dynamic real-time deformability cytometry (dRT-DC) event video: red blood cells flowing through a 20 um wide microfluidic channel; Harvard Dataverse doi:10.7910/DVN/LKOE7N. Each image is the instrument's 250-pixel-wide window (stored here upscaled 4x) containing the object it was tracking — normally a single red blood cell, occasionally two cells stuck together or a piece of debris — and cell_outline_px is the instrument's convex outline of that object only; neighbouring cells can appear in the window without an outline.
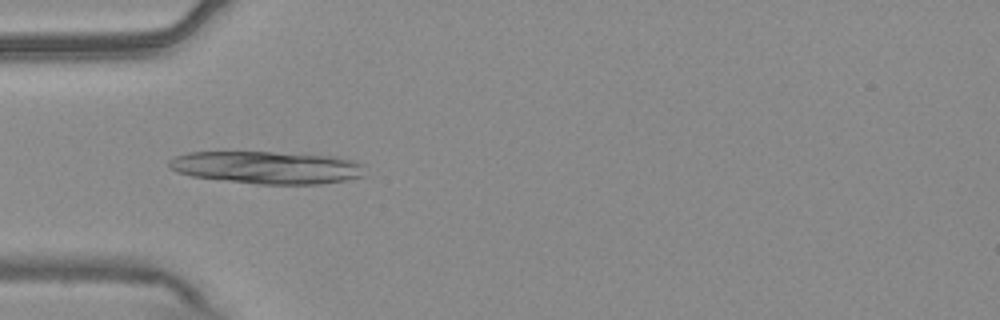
{"species": "common noctule bat (a hibernating species)", "species_latin": "Nyctalus noctula", "temperature_condition": "warm", "stored_images_in_passage": 38, "camera_frame_rate_fps": 3000, "um_per_image_px": 0.085, "animal": {"sex": "male", "body_mass_g": 20.4}, "frame": {"image": 1, "passage_image": 1, "time_ms": 0.0, "image_size_px": [1000, 320], "cell_outline_px": [[364, 176], [344, 180], [320, 184], [256, 184], [192, 176], [176, 172], [168, 164], [168, 160], [176, 156], [188, 152], [272, 152], [332, 156], [352, 160], [364, 164]], "centroid_in_image_um": [22.7, 14.23], "position_along_channel_um": 62.3, "area_um2": 37.05}}
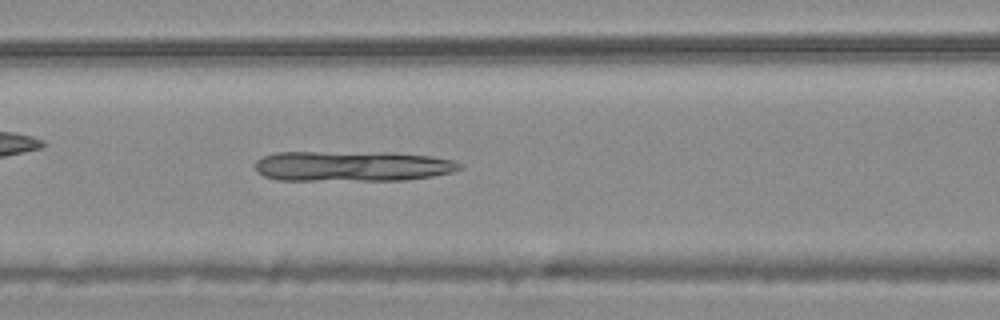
{"frame": {"image": 2, "passage_image": 7, "time_ms": 2.0, "image_size_px": [1000, 320], "cell_outline_px": [[464, 168], [452, 172], [432, 176], [404, 180], [276, 180], [264, 176], [256, 172], [256, 160], [264, 156], [276, 152], [392, 152], [432, 156], [452, 160], [460, 164]], "centroid_in_image_um": [29.94, 14.12], "position_along_channel_um": 136.7, "area_um2": 36.47}}
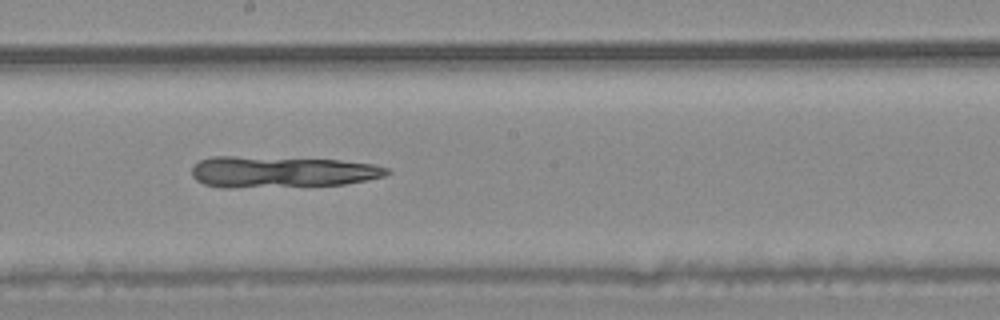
{"frame": {"image": 3, "passage_image": 14, "time_ms": 4.333, "image_size_px": [1000, 320], "cell_outline_px": [[392, 172], [384, 176], [368, 180], [344, 184], [228, 188], [220, 188], [204, 184], [196, 180], [192, 176], [192, 164], [200, 160], [212, 156], [232, 156], [340, 160], [372, 164], [388, 168]], "centroid_in_image_um": [23.89, 14.61], "position_along_channel_um": 224.3, "area_um2": 35.66}}